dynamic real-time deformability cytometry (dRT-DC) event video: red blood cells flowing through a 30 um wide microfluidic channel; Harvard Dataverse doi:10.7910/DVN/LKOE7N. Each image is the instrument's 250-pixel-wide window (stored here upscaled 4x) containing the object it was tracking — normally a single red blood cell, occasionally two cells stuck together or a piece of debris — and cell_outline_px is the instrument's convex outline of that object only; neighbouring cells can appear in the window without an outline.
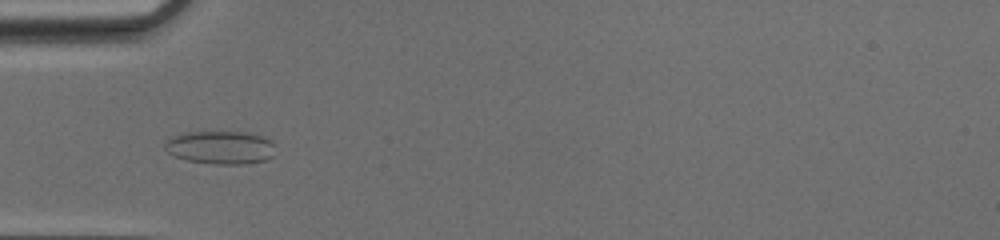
{"species": "common noctule bat (a hibernating species)", "species_latin": "Nyctalus noctula", "temperature_condition": "cold", "stored_images_in_passage": 44, "camera_frame_rate_fps": 3000, "um_per_image_px": 0.085, "animal": {"sex": "female", "body_mass_g": 17.0, "forearm_length_mm": 48.0}, "frame": {"image": 1, "passage_image": 11, "time_ms": 3.333, "image_size_px": [1000, 240], "cell_outline_px": [[276, 156], [264, 160], [244, 164], [216, 164], [188, 160], [172, 156], [164, 148], [164, 144], [168, 136], [184, 132], [244, 132], [260, 136], [272, 140]], "centroid_in_image_um": [18.71, 12.53], "position_along_channel_um": 66.3, "area_um2": 21.62}}
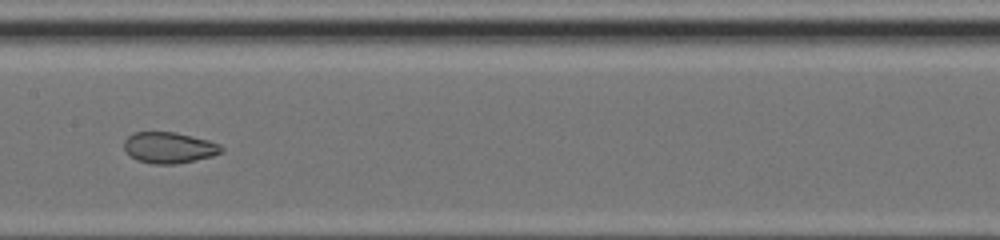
{"frame": {"image": 2, "passage_image": 20, "time_ms": 6.333, "image_size_px": [1000, 240], "cell_outline_px": [[224, 152], [212, 156], [176, 164], [152, 164], [136, 160], [124, 148], [124, 140], [132, 132], [176, 132], [208, 140], [220, 144], [224, 148]], "centroid_in_image_um": [14.39, 12.55], "position_along_channel_um": 193.0, "area_um2": 17.69}}
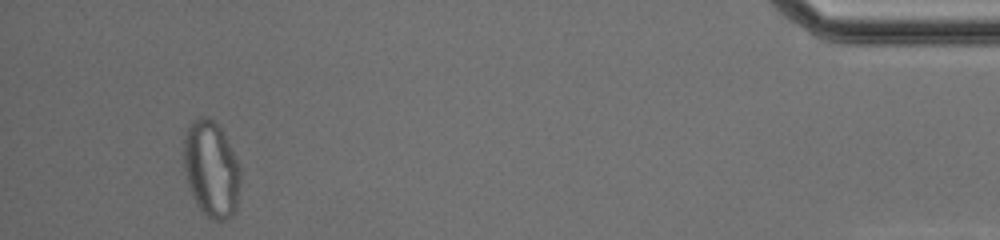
{"frame": {"image": 3, "passage_image": 41, "time_ms": 13.333, "image_size_px": [1000, 240], "cell_outline_px": [[240, 180], [236, 212], [232, 216], [224, 220], [212, 220], [196, 204], [192, 196], [188, 184], [184, 168], [184, 136], [192, 120], [204, 116], [208, 116], [220, 128], [240, 168]], "centroid_in_image_um": [17.95, 14.4], "position_along_channel_um": 417.3, "area_um2": 31.44}, "authors_computed_cell_mechanics": {"area_um2": 21.8773, "velocity_mm_per_s": 4.2317, "shape_relaxation_time_tau1_ms": null, "shape_relaxation_time_tau2_ms": 0.846, "deformation_change_tau1": null, "deformation_change_tau2": 0.061}}